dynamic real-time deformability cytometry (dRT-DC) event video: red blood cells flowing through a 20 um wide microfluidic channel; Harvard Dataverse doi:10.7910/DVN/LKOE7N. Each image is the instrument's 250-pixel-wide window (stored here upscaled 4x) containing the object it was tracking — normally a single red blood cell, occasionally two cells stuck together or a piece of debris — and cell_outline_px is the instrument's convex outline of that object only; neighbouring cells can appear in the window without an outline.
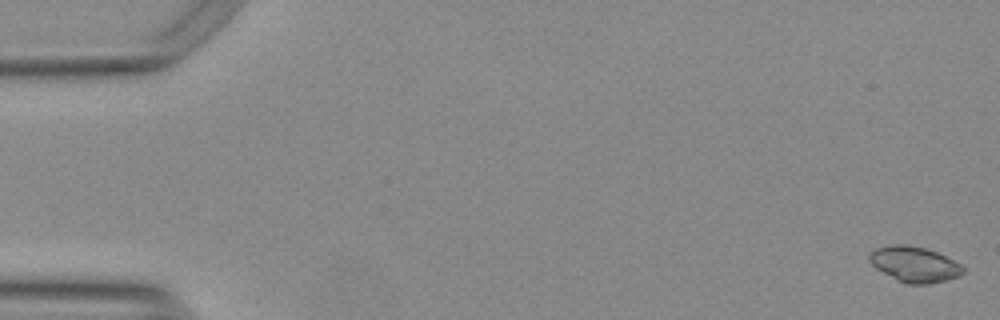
{"species": "Egyptian fruit bat (a non-hibernating species)", "species_latin": "Rousettus aegyptiacus", "temperature_condition": "warm", "stored_images_in_passage": 16, "camera_frame_rate_fps": 3000, "um_per_image_px": 0.085, "animal": {"sex": "female"}, "frame": {"image": 1, "passage_image": 1, "time_ms": 0.0, "image_size_px": [1000, 320], "cell_outline_px": [[964, 272], [960, 276], [928, 284], [908, 284], [896, 280], [876, 268], [872, 264], [868, 256], [876, 248], [892, 244], [904, 244], [924, 248], [936, 252], [960, 264], [964, 268]], "centroid_in_image_um": [77.72, 22.47], "position_along_channel_um": 7.3, "area_um2": 19.13}}